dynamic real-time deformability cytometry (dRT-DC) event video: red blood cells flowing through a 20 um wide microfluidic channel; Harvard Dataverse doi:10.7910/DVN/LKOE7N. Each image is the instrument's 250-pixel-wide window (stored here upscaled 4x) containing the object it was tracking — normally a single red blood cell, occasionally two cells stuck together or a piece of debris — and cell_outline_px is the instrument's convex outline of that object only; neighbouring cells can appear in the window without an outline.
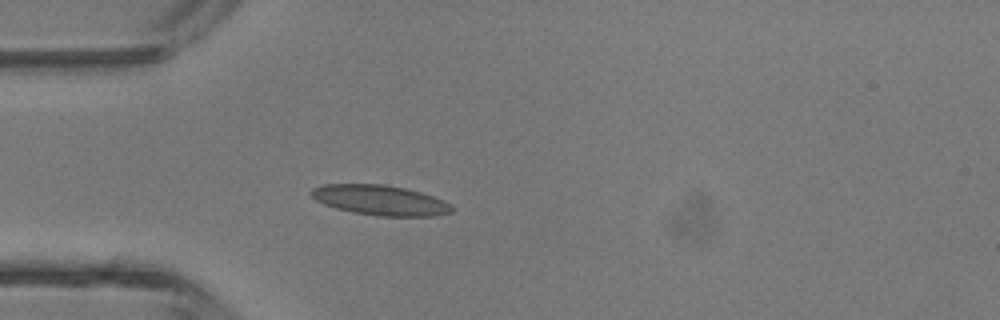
{"species": "common noctule bat (a hibernating species)", "species_latin": "Nyctalus noctula", "temperature_condition": "room temperature", "stored_images_in_passage": 1, "camera_frame_rate_fps": 3000, "um_per_image_px": 0.085, "animal": {"sex": "male", "body_mass_g": 13.3}, "frame": {"image": 1, "passage_image": 1, "time_ms": 0.0, "image_size_px": [1000, 320], "cell_outline_px": [[456, 208], [452, 212], [436, 216], [376, 216], [352, 212], [336, 208], [324, 204], [316, 200], [308, 192], [312, 188], [324, 184], [384, 184], [404, 188], [420, 192], [444, 200]], "centroid_in_image_um": [32.32, 17.02], "position_along_channel_um": 52.7, "area_um2": 24.8}}